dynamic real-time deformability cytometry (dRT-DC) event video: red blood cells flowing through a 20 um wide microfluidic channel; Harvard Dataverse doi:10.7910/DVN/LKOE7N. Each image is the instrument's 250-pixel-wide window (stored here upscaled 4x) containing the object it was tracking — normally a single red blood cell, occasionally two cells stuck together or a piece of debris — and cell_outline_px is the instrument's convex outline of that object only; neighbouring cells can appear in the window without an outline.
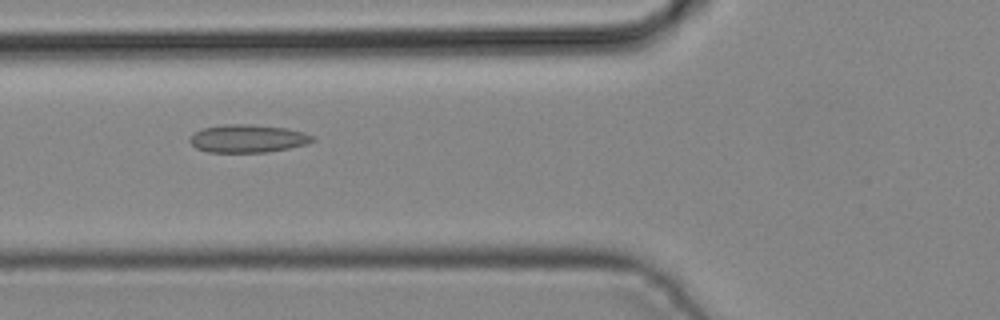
{"species": "common noctule bat (a hibernating species)", "species_latin": "Nyctalus noctula", "temperature_condition": "cold", "stored_images_in_passage": 4, "camera_frame_rate_fps": 3000, "um_per_image_px": 0.085, "animal": {"sex": "male", "body_mass_g": 19.2, "forearm_length_mm": 51.8}, "frame": {"image": 1, "passage_image": 4, "time_ms": 1.0, "image_size_px": [1000, 320], "cell_outline_px": [[316, 140], [308, 144], [268, 152], [208, 152], [196, 148], [188, 140], [188, 136], [192, 132], [200, 128], [224, 124], [248, 124], [288, 128], [304, 132], [316, 136]], "centroid_in_image_um": [21.05, 11.77], "position_along_channel_um": 104.8, "area_um2": 20.4}}